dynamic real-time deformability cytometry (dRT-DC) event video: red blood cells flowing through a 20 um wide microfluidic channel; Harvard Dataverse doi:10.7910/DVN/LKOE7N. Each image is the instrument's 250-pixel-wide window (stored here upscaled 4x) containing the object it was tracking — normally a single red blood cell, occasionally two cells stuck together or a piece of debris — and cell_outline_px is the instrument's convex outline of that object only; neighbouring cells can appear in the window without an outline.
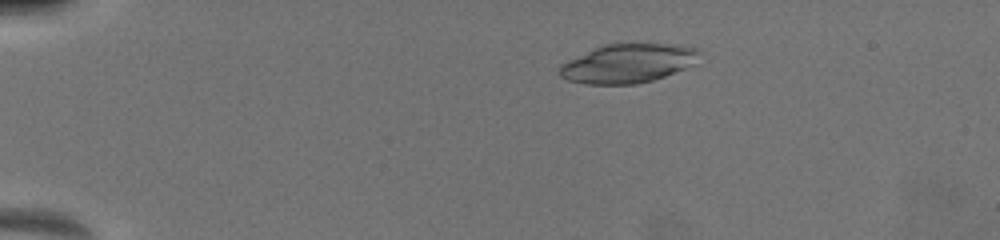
{"species": "common noctule bat (a hibernating species)", "species_latin": "Nyctalus noctula", "temperature_condition": "warm", "stored_images_in_passage": 36, "camera_frame_rate_fps": 3000, "um_per_image_px": 0.085, "animal": {"sex": "female", "body_mass_g": 19.5, "forearm_length_mm": 54.1}, "frame": {"image": 1, "passage_image": 7, "time_ms": 3.333, "image_size_px": [1000, 240], "cell_outline_px": [[700, 52], [684, 68], [664, 76], [652, 80], [636, 84], [584, 84], [568, 80], [560, 76], [560, 64], [600, 44], [680, 44], [696, 48]], "centroid_in_image_um": [53.29, 5.38], "position_along_channel_um": 31.7, "area_um2": 31.33}}
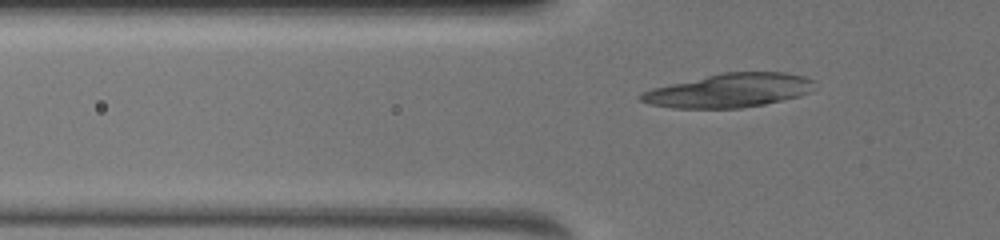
{"frame": {"image": 2, "passage_image": 15, "time_ms": 6.0, "image_size_px": [1000, 240], "cell_outline_px": [[812, 80], [808, 92], [800, 96], [764, 104], [740, 108], [672, 108], [652, 104], [640, 100], [636, 96], [652, 88], [724, 72], [784, 72], [804, 76]], "centroid_in_image_um": [61.95, 7.69], "position_along_channel_um": 63.9, "area_um2": 33.7}}
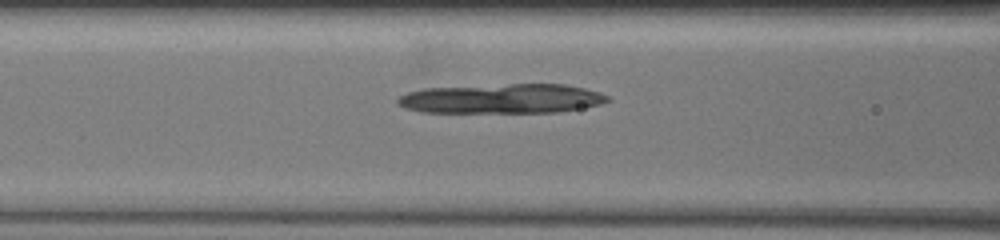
{"frame": {"image": 3, "passage_image": 19, "time_ms": 7.667, "image_size_px": [1000, 240], "cell_outline_px": [[612, 100], [600, 104], [580, 108], [556, 112], [420, 112], [404, 108], [396, 104], [396, 100], [400, 96], [408, 92], [424, 88], [512, 84], [564, 84], [584, 88], [600, 92], [608, 96]], "centroid_in_image_um": [42.64, 8.38], "position_along_channel_um": 124.0, "area_um2": 36.13}}